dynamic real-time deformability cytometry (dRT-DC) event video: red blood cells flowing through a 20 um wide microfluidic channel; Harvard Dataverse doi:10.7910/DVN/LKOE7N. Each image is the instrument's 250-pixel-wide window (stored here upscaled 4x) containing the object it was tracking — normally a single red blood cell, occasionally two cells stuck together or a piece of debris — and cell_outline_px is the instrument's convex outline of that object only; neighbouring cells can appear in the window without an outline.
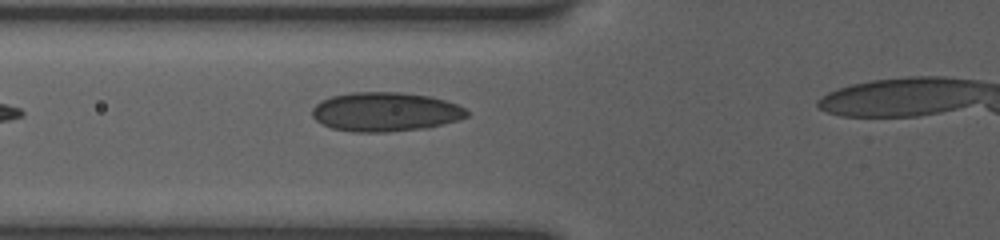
{"species": "human", "species_latin": "Homo sapiens", "temperature_condition": "room temperature", "stored_images_in_passage": 6, "camera_frame_rate_fps": 3000, "um_per_image_px": 0.085, "donor": {"sex": "female"}, "frame": {"image": 1, "passage_image": 6, "time_ms": 2.333, "image_size_px": [1000, 240], "cell_outline_px": [[468, 116], [460, 120], [428, 128], [388, 132], [352, 132], [332, 128], [316, 120], [312, 116], [312, 108], [320, 100], [332, 96], [352, 92], [400, 92], [428, 96], [444, 100], [456, 104], [464, 108], [468, 112]], "centroid_in_image_um": [32.76, 9.51], "position_along_channel_um": 93.0, "area_um2": 35.43}}